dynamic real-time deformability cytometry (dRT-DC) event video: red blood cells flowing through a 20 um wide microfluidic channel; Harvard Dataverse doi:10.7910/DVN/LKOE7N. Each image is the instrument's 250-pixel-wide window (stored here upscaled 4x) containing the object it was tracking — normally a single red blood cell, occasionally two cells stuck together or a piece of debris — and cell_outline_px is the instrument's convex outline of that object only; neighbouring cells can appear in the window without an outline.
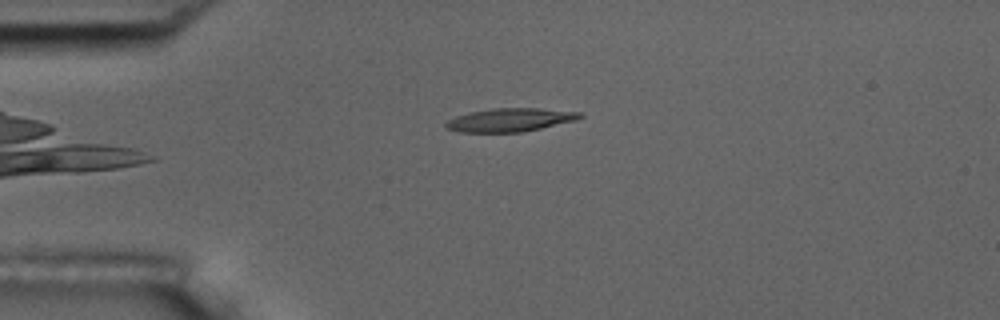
{"species": "common noctule bat (a hibernating species)", "species_latin": "Nyctalus noctula", "temperature_condition": "room temperature", "stored_images_in_passage": 5, "camera_frame_rate_fps": 3000, "um_per_image_px": 0.085, "animal": {"sex": "male", "body_mass_g": 17.5, "forearm_length_mm": 52.3}, "frame": {"image": 1, "passage_image": 1, "time_ms": 0.0, "image_size_px": [1000, 320], "cell_outline_px": [[584, 116], [576, 120], [540, 128], [520, 132], [460, 132], [444, 128], [444, 124], [448, 120], [456, 116], [468, 112], [492, 108], [540, 108], [580, 112]], "centroid_in_image_um": [43.32, 10.18], "position_along_channel_um": 41.7, "area_um2": 18.26}}
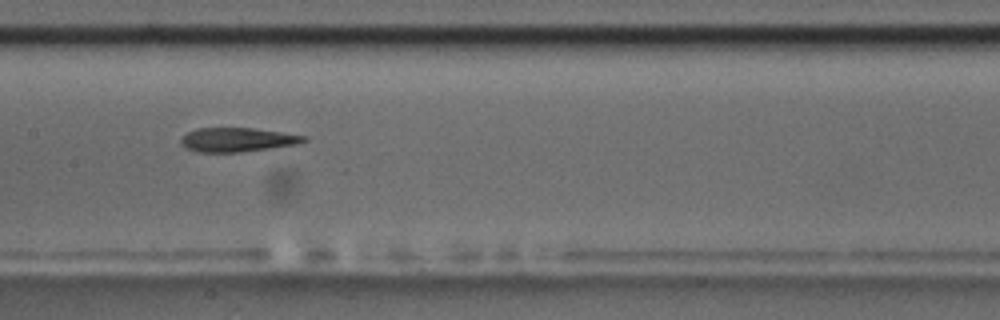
{"frame": {"image": 2, "passage_image": 5, "time_ms": 4.667, "image_size_px": [1000, 320], "cell_outline_px": [[308, 140], [300, 144], [272, 148], [240, 152], [196, 152], [180, 144], [180, 140], [188, 132], [196, 128], [252, 128], [308, 136]], "centroid_in_image_um": [20.21, 11.88], "position_along_channel_um": 187.2, "area_um2": 17.28}}